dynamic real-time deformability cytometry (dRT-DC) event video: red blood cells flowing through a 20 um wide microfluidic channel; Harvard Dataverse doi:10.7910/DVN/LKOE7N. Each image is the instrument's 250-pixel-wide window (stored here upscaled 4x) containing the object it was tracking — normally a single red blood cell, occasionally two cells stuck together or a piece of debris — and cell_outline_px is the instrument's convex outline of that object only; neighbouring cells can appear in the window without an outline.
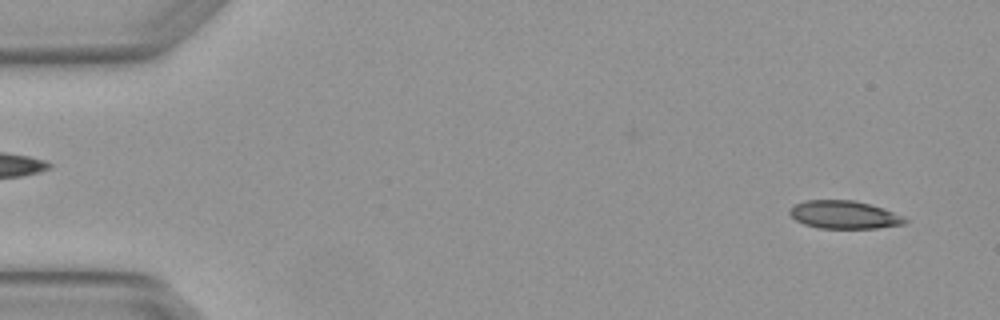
{"species": "Egyptian fruit bat (a non-hibernating species)", "species_latin": "Rousettus aegyptiacus", "temperature_condition": "warm", "stored_images_in_passage": 3, "segment_of_instrument_passage": [2, 2], "camera_frame_rate_fps": 3000, "um_per_image_px": 0.085, "animal": {"sex": "female"}, "frame": {"image": 1, "passage_image": 3, "time_ms": 0.667, "image_size_px": [1000, 320], "cell_outline_px": [[908, 220], [904, 224], [876, 228], [820, 228], [804, 224], [796, 220], [788, 212], [796, 204], [804, 200], [852, 200], [884, 208], [904, 216]], "centroid_in_image_um": [71.77, 18.25], "position_along_channel_um": 13.2, "area_um2": 18.67}}